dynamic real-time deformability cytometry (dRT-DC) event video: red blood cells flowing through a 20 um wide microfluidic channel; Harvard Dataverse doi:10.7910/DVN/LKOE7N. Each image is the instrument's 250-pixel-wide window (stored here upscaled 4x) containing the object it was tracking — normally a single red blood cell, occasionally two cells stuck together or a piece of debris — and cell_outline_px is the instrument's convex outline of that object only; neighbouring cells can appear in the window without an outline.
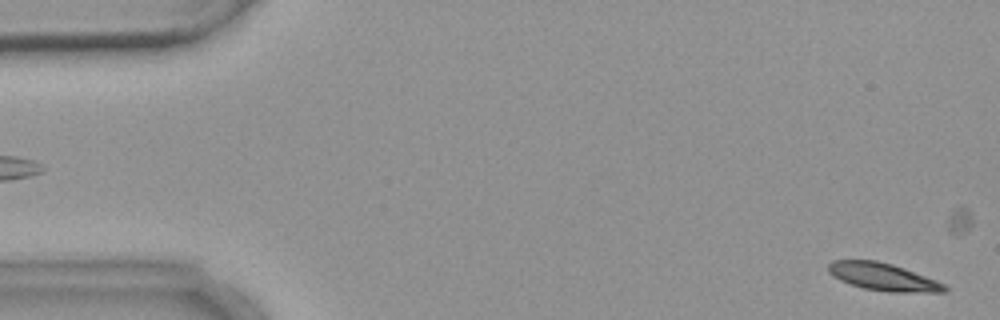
{"species": "common noctule bat (a hibernating species)", "species_latin": "Nyctalus noctula", "temperature_condition": "warm", "stored_images_in_passage": 5, "camera_frame_rate_fps": 3000, "um_per_image_px": 0.085, "animal": {"sex": "female", "body_mass_g": 18.4}, "frame": {"image": 1, "passage_image": 5, "time_ms": 5.667, "image_size_px": [1000, 320], "cell_outline_px": [[948, 292], [888, 292], [864, 288], [840, 280], [832, 276], [828, 272], [828, 264], [832, 260], [876, 260], [892, 264], [904, 268], [936, 280], [944, 284], [948, 288]], "centroid_in_image_um": [75.06, 23.53], "position_along_channel_um": 9.9, "area_um2": 18.61}}